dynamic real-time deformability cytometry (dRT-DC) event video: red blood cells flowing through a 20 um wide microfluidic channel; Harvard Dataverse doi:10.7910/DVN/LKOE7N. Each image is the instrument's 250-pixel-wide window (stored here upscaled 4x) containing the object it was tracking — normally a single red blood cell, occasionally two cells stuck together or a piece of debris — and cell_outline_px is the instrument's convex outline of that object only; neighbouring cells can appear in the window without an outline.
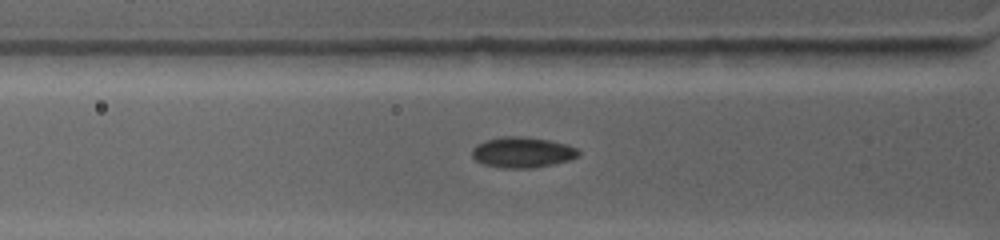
{"species": "common noctule bat (a hibernating species)", "species_latin": "Nyctalus noctula", "temperature_condition": "warm", "stored_images_in_passage": 3, "camera_frame_rate_fps": 4500, "um_per_image_px": 0.085, "animal": {"sex": "female", "body_mass_g": 19.0, "forearm_length_mm": 53.3}, "frame": {"image": 1, "passage_image": 2, "time_ms": 0.444, "image_size_px": [1000, 240], "cell_outline_px": [[580, 156], [568, 160], [552, 164], [532, 168], [500, 168], [484, 164], [476, 160], [472, 156], [472, 148], [476, 144], [484, 140], [500, 136], [524, 136], [548, 140], [564, 144], [576, 148], [580, 152]], "centroid_in_image_um": [44.36, 12.94], "position_along_channel_um": 81.4, "area_um2": 19.07}}